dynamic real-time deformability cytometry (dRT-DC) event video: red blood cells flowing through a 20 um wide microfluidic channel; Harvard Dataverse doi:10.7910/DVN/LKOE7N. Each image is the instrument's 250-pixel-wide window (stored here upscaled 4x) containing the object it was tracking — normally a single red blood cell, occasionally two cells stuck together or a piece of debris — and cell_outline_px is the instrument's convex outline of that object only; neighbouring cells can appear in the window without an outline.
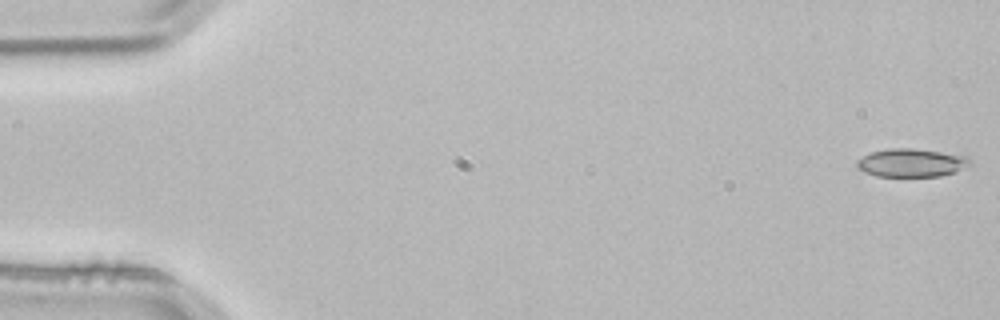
{"species": "common noctule bat (a hibernating species)", "species_latin": "Nyctalus noctula", "temperature_condition": "room temperature", "stored_images_in_passage": 4, "camera_frame_rate_fps": 3000, "um_per_image_px": 0.085, "animal": {"sex": "male", "body_mass_g": 21.5, "forearm_length_mm": 52.0}, "frame": {"image": 1, "passage_image": 1, "time_ms": 0.0, "image_size_px": [1000, 320], "cell_outline_px": [[972, 164], [956, 172], [940, 176], [876, 176], [864, 172], [856, 168], [856, 160], [872, 152], [888, 148], [912, 148], [940, 152], [964, 156], [972, 160]], "centroid_in_image_um": [77.45, 13.84], "position_along_channel_um": 7.5, "area_um2": 18.61}}
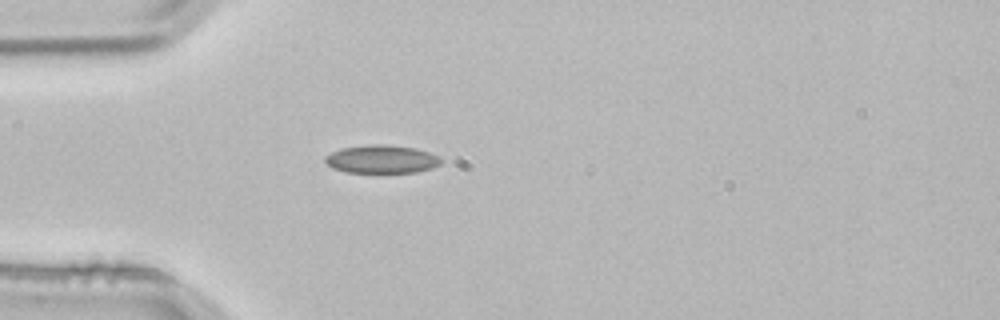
{"frame": {"image": 2, "passage_image": 4, "time_ms": 1.0, "image_size_px": [1000, 320], "cell_outline_px": [[440, 164], [432, 168], [416, 172], [348, 172], [332, 168], [324, 160], [324, 156], [332, 152], [344, 148], [376, 144], [380, 144], [416, 148], [428, 152], [436, 156], [440, 160]], "centroid_in_image_um": [32.42, 13.53], "position_along_channel_um": 52.6, "area_um2": 18.61}}